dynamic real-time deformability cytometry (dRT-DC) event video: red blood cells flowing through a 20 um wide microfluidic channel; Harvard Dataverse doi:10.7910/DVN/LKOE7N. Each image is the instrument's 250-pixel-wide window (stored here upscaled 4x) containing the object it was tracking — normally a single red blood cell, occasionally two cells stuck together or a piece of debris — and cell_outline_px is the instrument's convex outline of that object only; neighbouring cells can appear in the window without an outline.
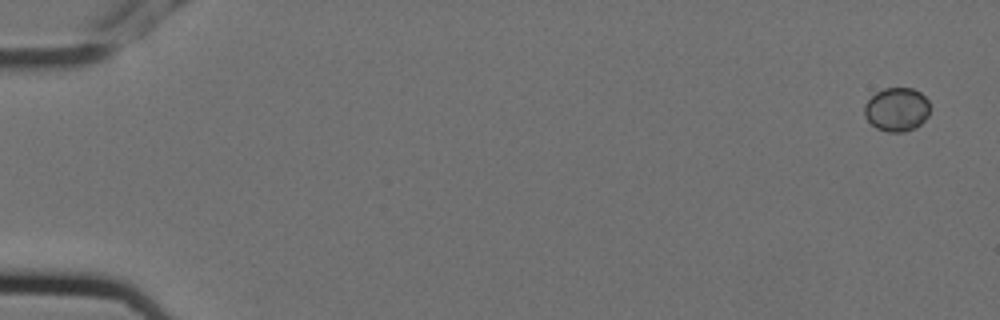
{"species": "Egyptian fruit bat (a non-hibernating species)", "species_latin": "Rousettus aegyptiacus", "temperature_condition": "cold", "stored_images_in_passage": 6, "camera_frame_rate_fps": 3000, "um_per_image_px": 0.085, "animal": {"sex": "female"}, "frame": {"image": 1, "passage_image": 1, "time_ms": 0.0, "image_size_px": [1000, 320], "cell_outline_px": [[928, 116], [920, 124], [904, 132], [888, 132], [876, 128], [864, 116], [864, 104], [876, 92], [884, 88], [912, 88], [920, 92], [928, 100]], "centroid_in_image_um": [76.2, 9.3], "position_along_channel_um": 8.8, "area_um2": 16.59}}
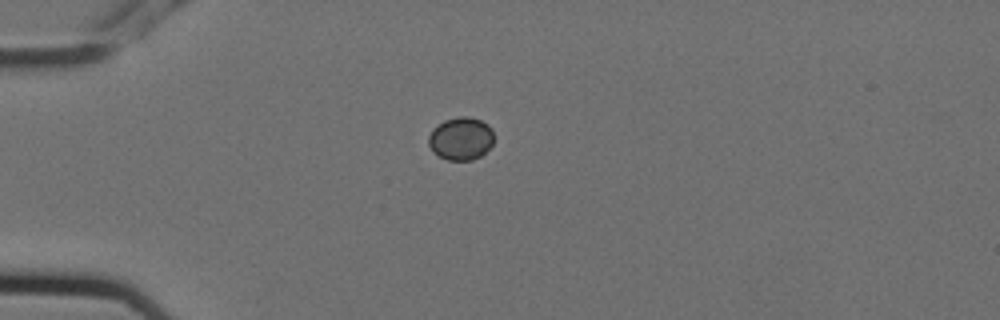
{"frame": {"image": 2, "passage_image": 5, "time_ms": 1.333, "image_size_px": [1000, 320], "cell_outline_px": [[492, 144], [480, 156], [472, 160], [448, 160], [432, 152], [428, 144], [428, 136], [444, 120], [460, 116], [468, 116], [480, 120], [488, 124], [492, 128]], "centroid_in_image_um": [39.17, 11.78], "position_along_channel_um": 45.8, "area_um2": 16.13}}